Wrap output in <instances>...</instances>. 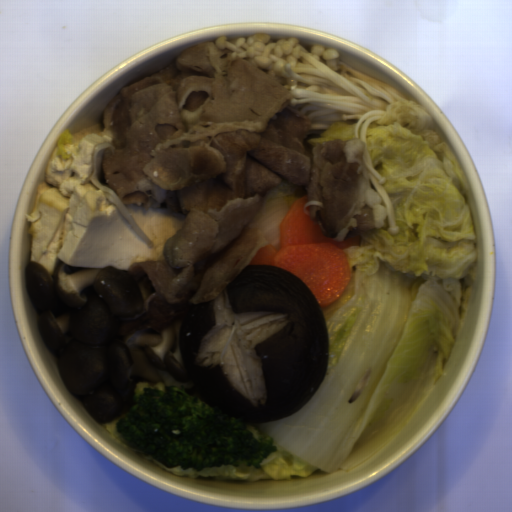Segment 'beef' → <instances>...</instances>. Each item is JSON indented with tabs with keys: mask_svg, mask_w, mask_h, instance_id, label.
I'll return each instance as SVG.
<instances>
[{
	"mask_svg": "<svg viewBox=\"0 0 512 512\" xmlns=\"http://www.w3.org/2000/svg\"><path fill=\"white\" fill-rule=\"evenodd\" d=\"M291 97L246 58L206 41L109 101L106 182L126 205L185 217L162 258L128 266L145 309L119 336L160 332L219 297L259 245L256 216L282 183L307 197L304 213L331 240L385 227L363 141L312 143L311 119Z\"/></svg>",
	"mask_w": 512,
	"mask_h": 512,
	"instance_id": "1",
	"label": "beef"
}]
</instances>
